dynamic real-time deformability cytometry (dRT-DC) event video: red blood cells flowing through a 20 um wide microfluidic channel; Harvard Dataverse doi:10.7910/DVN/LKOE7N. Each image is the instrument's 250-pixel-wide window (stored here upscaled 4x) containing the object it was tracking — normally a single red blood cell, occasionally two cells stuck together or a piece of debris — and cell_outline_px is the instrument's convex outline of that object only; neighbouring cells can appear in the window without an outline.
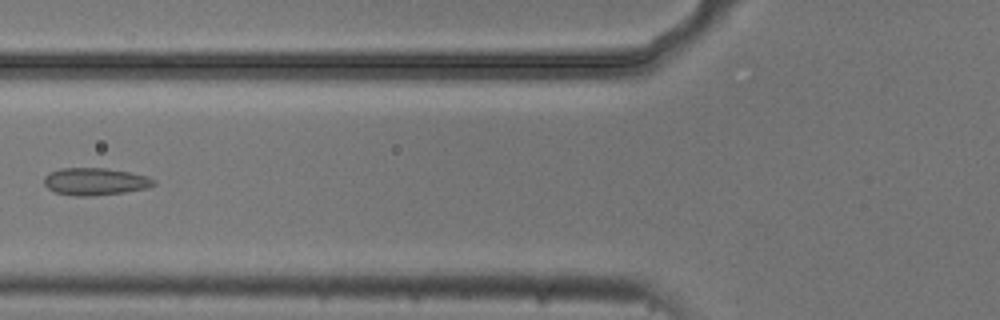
{"species": "common noctule bat (a hibernating species)", "species_latin": "Nyctalus noctula", "temperature_condition": "cold", "stored_images_in_passage": 5, "camera_frame_rate_fps": 3000, "um_per_image_px": 0.085, "animal": {"sex": "male", "body_mass_g": 20.5, "forearm_length_mm": 52.5}, "frame": {"image": 1, "passage_image": 5, "time_ms": 1.333, "image_size_px": [1000, 320], "cell_outline_px": [[156, 184], [148, 188], [124, 192], [92, 196], [76, 196], [56, 192], [48, 188], [44, 184], [44, 176], [60, 168], [108, 168], [148, 176], [156, 180]], "centroid_in_image_um": [8.12, 15.43], "position_along_channel_um": 117.7, "area_um2": 17.46}}